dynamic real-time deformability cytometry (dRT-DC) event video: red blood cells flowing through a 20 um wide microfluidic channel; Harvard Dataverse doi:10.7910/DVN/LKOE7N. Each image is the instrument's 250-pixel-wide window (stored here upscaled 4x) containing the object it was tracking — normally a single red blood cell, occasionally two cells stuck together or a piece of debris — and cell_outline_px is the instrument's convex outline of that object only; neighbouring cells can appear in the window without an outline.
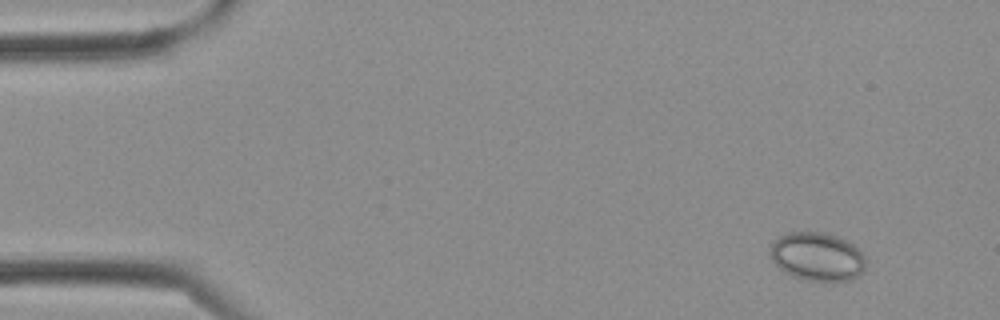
{"species": "Egyptian fruit bat (a non-hibernating species)", "species_latin": "Rousettus aegyptiacus", "temperature_condition": "cold", "stored_images_in_passage": 3, "camera_frame_rate_fps": 3000, "um_per_image_px": 0.085, "frame": {"image": 1, "passage_image": 1, "time_ms": 0.0, "image_size_px": [1000, 320], "cell_outline_px": [[864, 268], [852, 280], [808, 280], [792, 276], [784, 272], [772, 260], [768, 252], [772, 244], [780, 236], [788, 232], [824, 232], [836, 236], [852, 244], [864, 256]], "centroid_in_image_um": [69.42, 21.8], "position_along_channel_um": 15.6, "area_um2": 26.59}}